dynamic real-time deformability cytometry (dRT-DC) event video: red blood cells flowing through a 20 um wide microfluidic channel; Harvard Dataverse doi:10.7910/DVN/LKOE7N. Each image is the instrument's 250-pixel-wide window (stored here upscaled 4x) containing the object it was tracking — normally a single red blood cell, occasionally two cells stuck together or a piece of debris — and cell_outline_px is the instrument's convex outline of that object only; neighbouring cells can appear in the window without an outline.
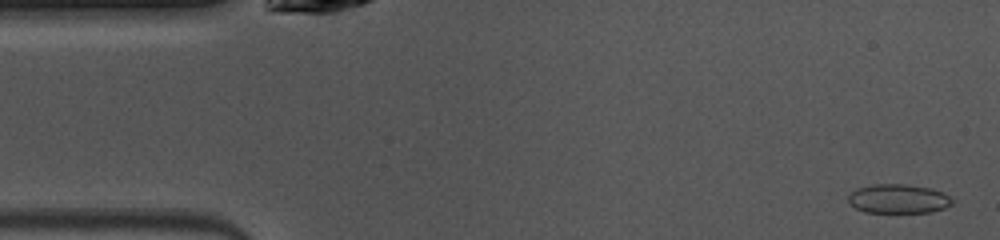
{"species": "common noctule bat (a hibernating species)", "species_latin": "Nyctalus noctula", "temperature_condition": "warm", "stored_images_in_passage": 48, "camera_frame_rate_fps": 3000, "um_per_image_px": 0.085, "animal": {"sex": "female", "body_mass_g": 10.0, "forearm_length_mm": 53.1}, "frame": {"image": 1, "passage_image": 2, "time_ms": 0.333, "image_size_px": [1000, 240], "cell_outline_px": [[956, 200], [952, 204], [944, 208], [932, 212], [864, 212], [856, 208], [848, 200], [848, 196], [856, 188], [872, 184], [904, 184], [932, 188], [944, 192]], "centroid_in_image_um": [76.41, 16.89], "position_along_channel_um": 8.6, "area_um2": 17.8}}
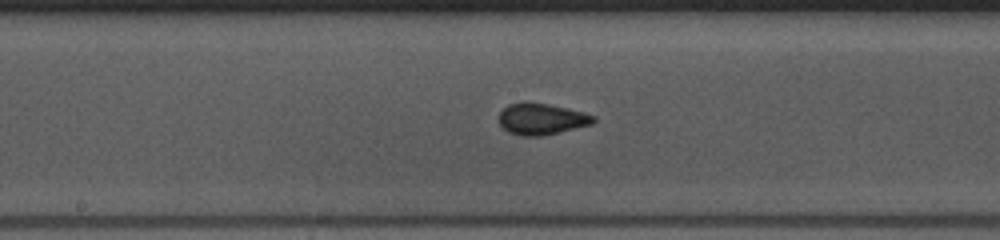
{"frame": {"image": 2, "passage_image": 23, "time_ms": 7.333, "image_size_px": [1000, 240], "cell_outline_px": [[596, 120], [592, 124], [544, 136], [520, 136], [508, 132], [500, 124], [500, 112], [508, 104], [548, 104], [568, 108], [584, 112], [596, 116]], "centroid_in_image_um": [46.08, 10.15], "position_along_channel_um": 202.1, "area_um2": 16.99}}
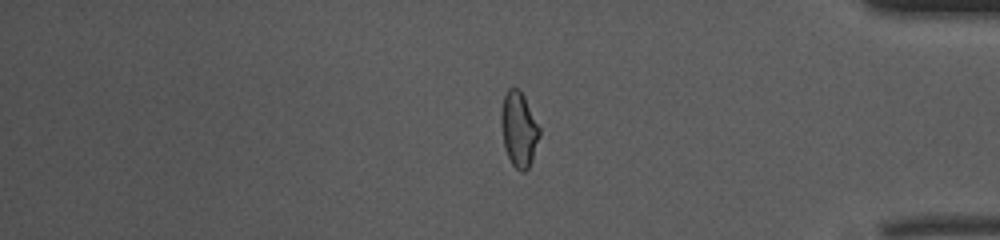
{"frame": {"image": 3, "passage_image": 39, "time_ms": 12.667, "image_size_px": [1000, 240], "cell_outline_px": [[540, 136], [532, 160], [528, 168], [524, 172], [520, 172], [512, 164], [508, 156], [504, 144], [500, 124], [500, 112], [504, 96], [508, 88], [516, 88], [524, 96], [540, 128]], "centroid_in_image_um": [44.1, 11.0], "position_along_channel_um": 391.1, "area_um2": 16.7}, "authors_computed_cell_mechanics": {"area_um2": 16.9932, "velocity_mm_per_s": 4.0878, "shape_relaxation_time_tau1_ms": 4.6726, "shape_relaxation_time_tau2_ms": null, "deformation_change_tau1": 0.1087, "deformation_change_tau2": null}}